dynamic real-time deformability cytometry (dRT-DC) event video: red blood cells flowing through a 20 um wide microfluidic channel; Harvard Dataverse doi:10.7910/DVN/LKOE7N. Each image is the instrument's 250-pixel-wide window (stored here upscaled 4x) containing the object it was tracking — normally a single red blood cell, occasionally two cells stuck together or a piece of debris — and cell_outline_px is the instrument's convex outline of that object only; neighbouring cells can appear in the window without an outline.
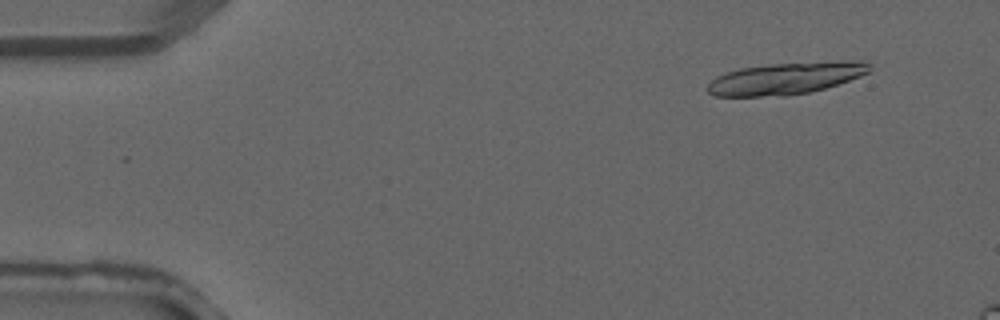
{"species": "common noctule bat (a hibernating species)", "species_latin": "Nyctalus noctula", "temperature_condition": "warm", "stored_images_in_passage": 4, "camera_frame_rate_fps": 3000, "um_per_image_px": 0.085, "animal": {"sex": "male", "forearm_length_mm": 52.5}, "frame": {"image": 1, "passage_image": 4, "time_ms": 1.0, "image_size_px": [1000, 320], "cell_outline_px": [[872, 68], [868, 72], [860, 76], [824, 88], [808, 92], [784, 96], [716, 96], [708, 92], [708, 84], [716, 76], [740, 68], [768, 64], [856, 60], [868, 64]], "centroid_in_image_um": [66.77, 6.66], "position_along_channel_um": 18.2, "area_um2": 29.77}}